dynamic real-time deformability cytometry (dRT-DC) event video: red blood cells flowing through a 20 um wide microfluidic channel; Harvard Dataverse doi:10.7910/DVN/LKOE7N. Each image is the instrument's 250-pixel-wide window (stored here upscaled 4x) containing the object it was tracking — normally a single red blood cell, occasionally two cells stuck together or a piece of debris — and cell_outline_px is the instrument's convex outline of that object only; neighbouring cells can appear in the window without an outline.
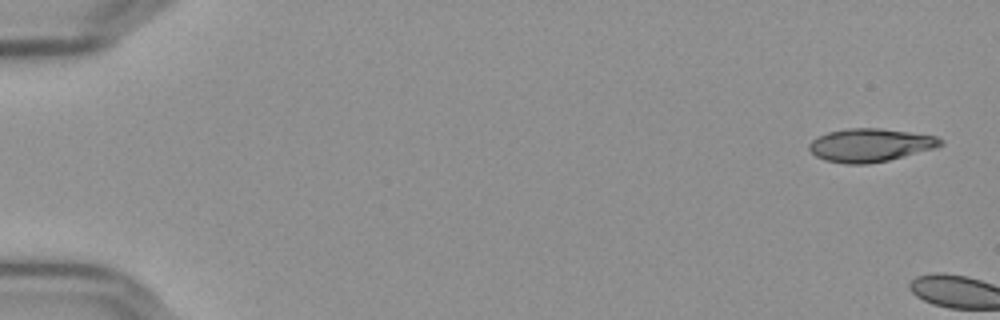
{"species": "Egyptian fruit bat (a non-hibernating species)", "species_latin": "Rousettus aegyptiacus", "temperature_condition": "cold", "stored_images_in_passage": 4, "camera_frame_rate_fps": 3000, "um_per_image_px": 0.085, "frame": {"image": 1, "passage_image": 1, "time_ms": 0.0, "image_size_px": [1000, 320], "cell_outline_px": [[944, 144], [936, 148], [888, 160], [868, 164], [848, 164], [824, 160], [816, 156], [808, 148], [808, 144], [816, 136], [828, 132], [848, 128], [880, 128], [936, 136], [944, 140]], "centroid_in_image_um": [73.96, 12.33], "position_along_channel_um": 11.0, "area_um2": 25.49}}